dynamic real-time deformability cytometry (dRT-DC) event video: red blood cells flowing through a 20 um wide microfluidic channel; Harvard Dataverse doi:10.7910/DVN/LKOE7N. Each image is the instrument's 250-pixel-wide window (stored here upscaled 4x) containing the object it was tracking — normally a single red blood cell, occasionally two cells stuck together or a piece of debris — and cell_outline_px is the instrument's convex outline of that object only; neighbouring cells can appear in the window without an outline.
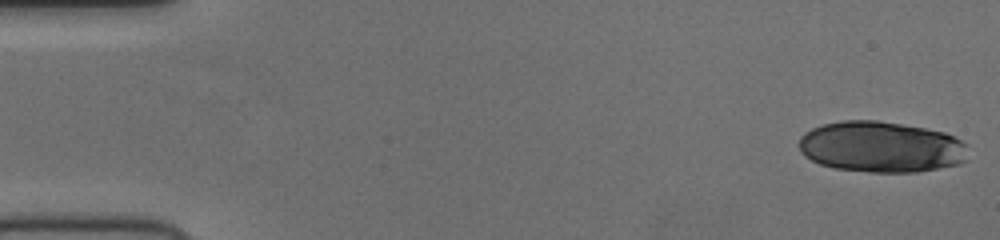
{"species": "human", "species_latin": "Homo sapiens", "temperature_condition": "cold", "stored_images_in_passage": 51, "segment_of_instrument_passage": [1, 2], "camera_frame_rate_fps": 3000, "um_per_image_px": 0.085, "donor": {"sex": "female"}, "frame": {"image": 1, "passage_image": 1, "time_ms": 0.0, "image_size_px": [1000, 240], "cell_outline_px": [[964, 160], [960, 164], [916, 172], [872, 172], [832, 168], [820, 164], [804, 156], [800, 152], [800, 136], [804, 132], [812, 128], [824, 124], [844, 120], [876, 120], [924, 128], [944, 132], [960, 140], [964, 144]], "centroid_in_image_um": [74.83, 12.49], "position_along_channel_um": 10.2, "area_um2": 49.94}}
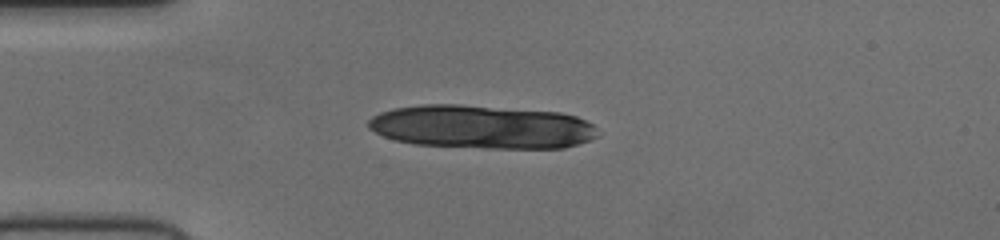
{"frame": {"image": 2, "passage_image": 13, "time_ms": 4.0, "image_size_px": [1000, 240], "cell_outline_px": [[600, 136], [564, 148], [484, 148], [412, 144], [396, 140], [384, 136], [368, 128], [368, 120], [372, 116], [380, 112], [392, 108], [420, 104], [460, 104], [560, 112], [576, 116], [592, 124], [596, 128]], "centroid_in_image_um": [40.92, 10.78], "position_along_channel_um": 44.1, "area_um2": 58.49}}